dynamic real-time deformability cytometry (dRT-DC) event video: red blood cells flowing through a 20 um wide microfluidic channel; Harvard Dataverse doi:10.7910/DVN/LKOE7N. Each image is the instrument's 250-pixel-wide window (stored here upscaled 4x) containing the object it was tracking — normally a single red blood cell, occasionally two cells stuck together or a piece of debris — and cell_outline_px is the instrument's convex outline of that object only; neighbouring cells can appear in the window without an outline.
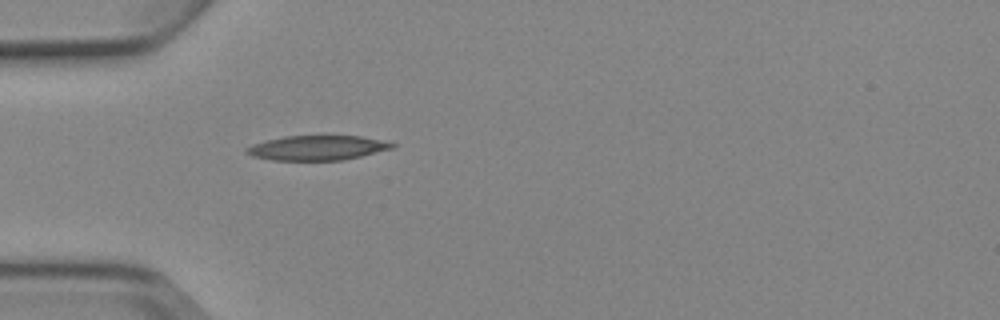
{"species": "Egyptian fruit bat (a non-hibernating species)", "species_latin": "Rousettus aegyptiacus", "temperature_condition": "cold", "stored_images_in_passage": 1, "camera_frame_rate_fps": 3000, "um_per_image_px": 0.085, "animal": {"sex": "female"}, "frame": {"image": 1, "passage_image": 1, "time_ms": 0.0, "image_size_px": [1000, 320], "cell_outline_px": [[396, 144], [392, 148], [344, 160], [272, 160], [252, 156], [244, 152], [244, 148], [252, 144], [284, 136], [360, 136], [380, 140]], "centroid_in_image_um": [26.9, 12.57], "position_along_channel_um": 58.1, "area_um2": 20.75}}